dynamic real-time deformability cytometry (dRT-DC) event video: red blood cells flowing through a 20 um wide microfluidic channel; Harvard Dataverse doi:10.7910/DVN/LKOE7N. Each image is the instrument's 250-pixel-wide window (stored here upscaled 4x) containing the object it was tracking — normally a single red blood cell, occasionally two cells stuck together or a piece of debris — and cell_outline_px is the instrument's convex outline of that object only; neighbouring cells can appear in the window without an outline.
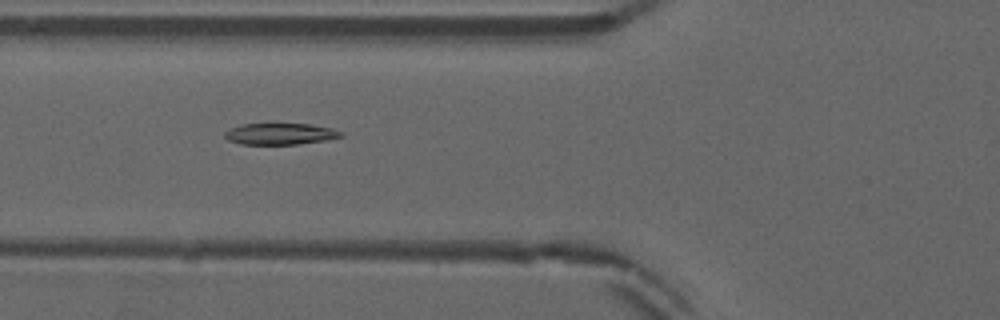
{"species": "common noctule bat (a hibernating species)", "species_latin": "Nyctalus noctula", "temperature_condition": "warm", "stored_images_in_passage": 46, "camera_frame_rate_fps": 3000, "um_per_image_px": 0.085, "animal": {"sex": "male", "forearm_length_mm": 52.5}, "frame": {"image": 1, "passage_image": 13, "time_ms": 4.0, "image_size_px": [1000, 320], "cell_outline_px": [[344, 136], [328, 140], [296, 144], [240, 144], [228, 140], [224, 136], [224, 132], [240, 124], [312, 124], [332, 128], [340, 132]], "centroid_in_image_um": [23.82, 11.38], "position_along_channel_um": 102.0, "area_um2": 14.45}}
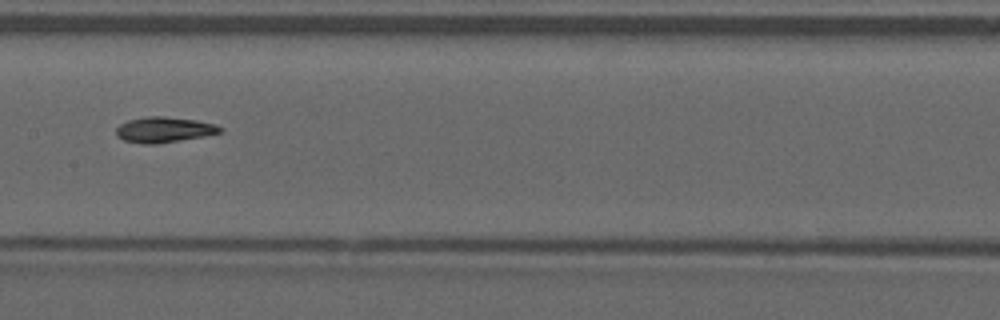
{"frame": {"image": 2, "passage_image": 20, "time_ms": 6.333, "image_size_px": [1000, 320], "cell_outline_px": [[224, 132], [204, 136], [156, 144], [144, 144], [124, 140], [116, 136], [116, 128], [120, 124], [128, 120], [148, 116], [164, 116], [196, 120], [216, 124], [224, 128]], "centroid_in_image_um": [13.97, 11.02], "position_along_channel_um": 193.4, "area_um2": 15.55}}
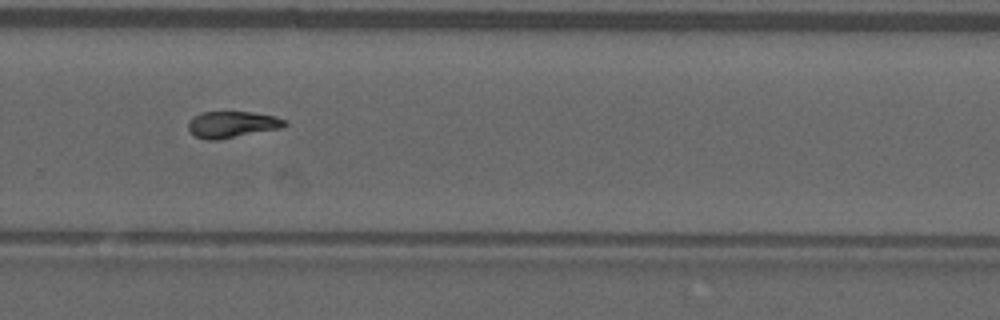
{"frame": {"image": 3, "passage_image": 29, "time_ms": 9.333, "image_size_px": [1000, 320], "cell_outline_px": [[288, 124], [280, 128], [216, 140], [208, 140], [196, 136], [188, 128], [188, 124], [196, 116], [204, 112], [252, 112], [276, 116], [288, 120]], "centroid_in_image_um": [19.8, 10.57], "position_along_channel_um": 310.0, "area_um2": 14.57}, "authors_computed_cell_mechanics": {"area_um2": 15.0858, "velocity_mm_per_s": 3.9102, "shape_relaxation_time_tau1_ms": 5.2453, "shape_relaxation_time_tau2_ms": 2.6701, "deformation_change_tau1": 0.1882, "deformation_change_tau2": 0.0898}}